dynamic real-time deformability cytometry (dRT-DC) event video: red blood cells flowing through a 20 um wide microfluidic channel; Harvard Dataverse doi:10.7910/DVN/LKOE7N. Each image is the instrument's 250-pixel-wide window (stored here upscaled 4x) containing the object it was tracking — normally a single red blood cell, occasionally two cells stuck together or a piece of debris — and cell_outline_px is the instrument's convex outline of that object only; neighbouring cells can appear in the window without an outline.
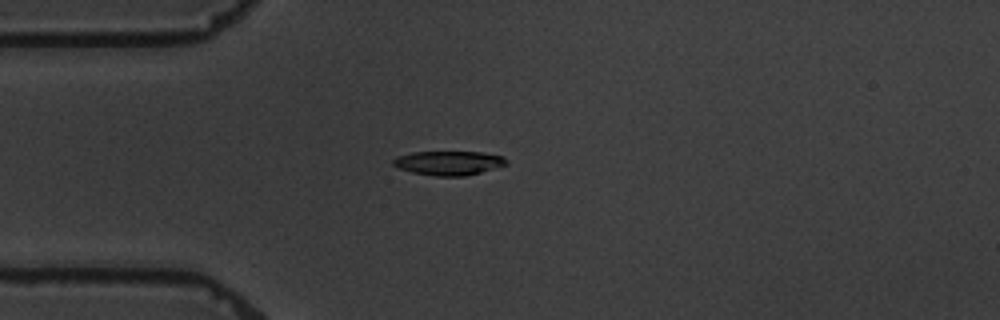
{"species": "common noctule bat (a hibernating species)", "species_latin": "Nyctalus noctula", "temperature_condition": "warm", "stored_images_in_passage": 8, "camera_frame_rate_fps": 3000, "um_per_image_px": 0.085, "animal": {"sex": "male", "body_mass_g": 19.5, "forearm_length_mm": 54.6}, "frame": {"image": 1, "passage_image": 2, "time_ms": 1.333, "image_size_px": [1000, 320], "cell_outline_px": [[508, 164], [480, 172], [464, 176], [436, 176], [412, 172], [400, 168], [392, 164], [392, 160], [396, 156], [412, 152], [480, 152], [504, 156], [508, 160]], "centroid_in_image_um": [38.14, 13.84], "position_along_channel_um": 46.9, "area_um2": 15.9}}
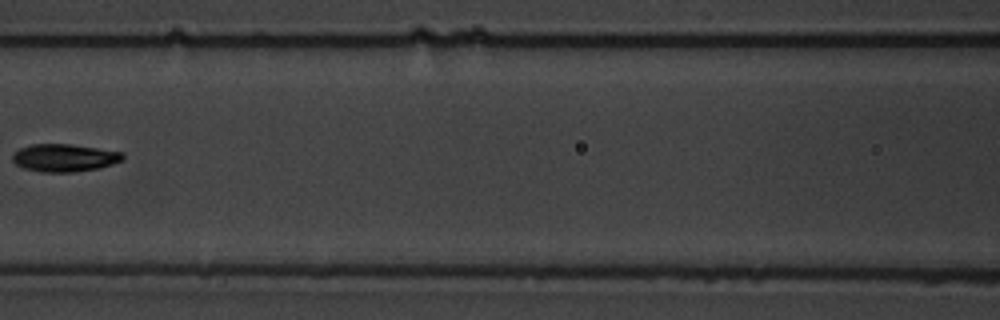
{"frame": {"image": 2, "passage_image": 5, "time_ms": 5.0, "image_size_px": [1000, 320], "cell_outline_px": [[124, 160], [100, 168], [72, 172], [40, 172], [24, 168], [16, 164], [12, 160], [12, 156], [20, 148], [32, 144], [72, 144], [124, 152]], "centroid_in_image_um": [5.51, 13.41], "position_along_channel_um": 161.1, "area_um2": 17.86}}
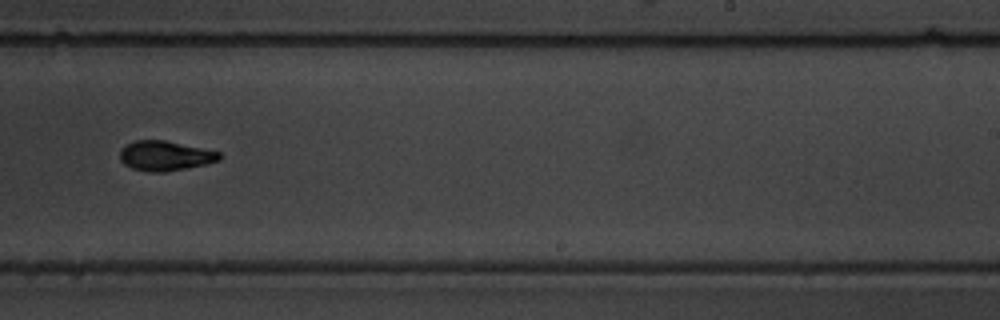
{"frame": {"image": 3, "passage_image": 8, "time_ms": 8.333, "image_size_px": [1000, 320], "cell_outline_px": [[220, 160], [204, 164], [164, 172], [148, 172], [132, 168], [124, 164], [120, 160], [120, 148], [124, 144], [136, 140], [164, 140], [220, 152]], "centroid_in_image_um": [13.97, 13.23], "position_along_channel_um": 275.0, "area_um2": 17.17}}